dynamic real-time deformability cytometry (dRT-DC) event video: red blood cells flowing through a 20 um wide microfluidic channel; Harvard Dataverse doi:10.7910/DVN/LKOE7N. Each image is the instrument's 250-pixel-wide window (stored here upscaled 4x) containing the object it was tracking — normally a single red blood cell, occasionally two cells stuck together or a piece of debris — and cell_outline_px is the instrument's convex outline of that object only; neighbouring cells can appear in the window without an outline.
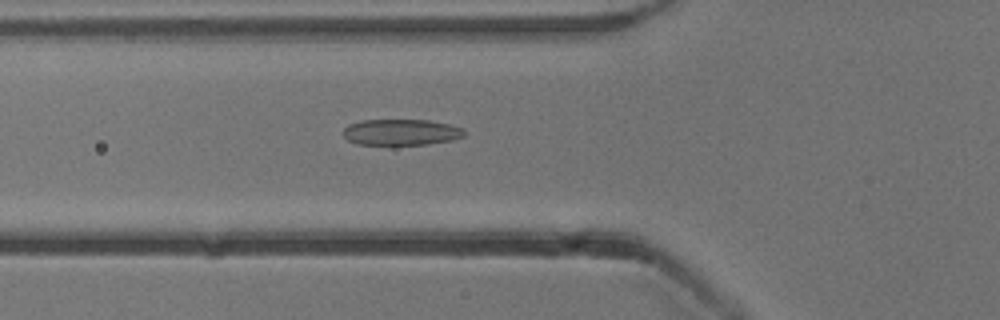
{"species": "common noctule bat (a hibernating species)", "species_latin": "Nyctalus noctula", "temperature_condition": "cold", "stored_images_in_passage": 9, "camera_frame_rate_fps": 3000, "um_per_image_px": 0.085, "animal": {"sex": "male", "body_mass_g": 13.3}, "frame": {"image": 1, "passage_image": 8, "time_ms": 2.333, "image_size_px": [1000, 320], "cell_outline_px": [[464, 136], [452, 140], [428, 144], [356, 144], [348, 140], [344, 136], [344, 128], [348, 124], [360, 120], [428, 120], [448, 124], [464, 128]], "centroid_in_image_um": [34.09, 11.23], "position_along_channel_um": 91.7, "area_um2": 18.32}}